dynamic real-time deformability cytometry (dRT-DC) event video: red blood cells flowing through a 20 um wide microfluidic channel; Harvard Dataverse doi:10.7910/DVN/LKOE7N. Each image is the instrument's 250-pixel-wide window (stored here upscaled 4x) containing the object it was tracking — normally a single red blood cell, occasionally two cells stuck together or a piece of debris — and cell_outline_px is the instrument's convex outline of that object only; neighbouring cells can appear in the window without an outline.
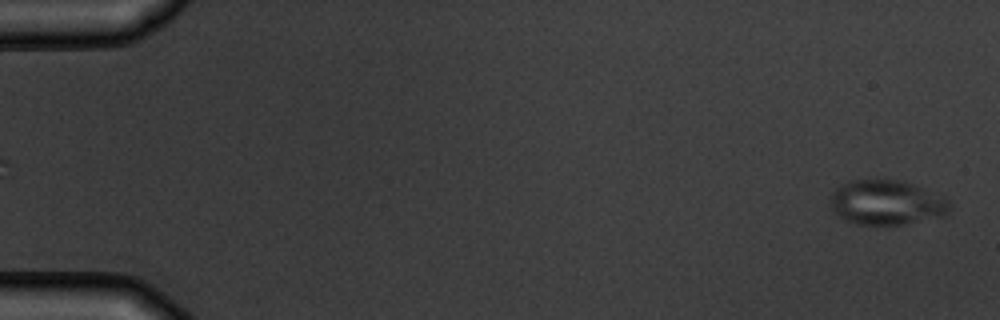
{"species": "common noctule bat (a hibernating species)", "species_latin": "Nyctalus noctula", "temperature_condition": "warm", "stored_images_in_passage": 5, "camera_frame_rate_fps": 3000, "um_per_image_px": 0.085, "animal": {"sex": "male", "body_mass_g": 19.5, "forearm_length_mm": 54.6}, "frame": {"image": 1, "passage_image": 5, "time_ms": 5.333, "image_size_px": [1000, 320], "cell_outline_px": [[948, 212], [944, 216], [904, 224], [856, 224], [840, 216], [832, 208], [832, 192], [836, 188], [848, 180], [900, 180], [912, 184], [944, 200], [948, 204]], "centroid_in_image_um": [75.3, 17.22], "position_along_channel_um": 9.7, "area_um2": 30.06}}